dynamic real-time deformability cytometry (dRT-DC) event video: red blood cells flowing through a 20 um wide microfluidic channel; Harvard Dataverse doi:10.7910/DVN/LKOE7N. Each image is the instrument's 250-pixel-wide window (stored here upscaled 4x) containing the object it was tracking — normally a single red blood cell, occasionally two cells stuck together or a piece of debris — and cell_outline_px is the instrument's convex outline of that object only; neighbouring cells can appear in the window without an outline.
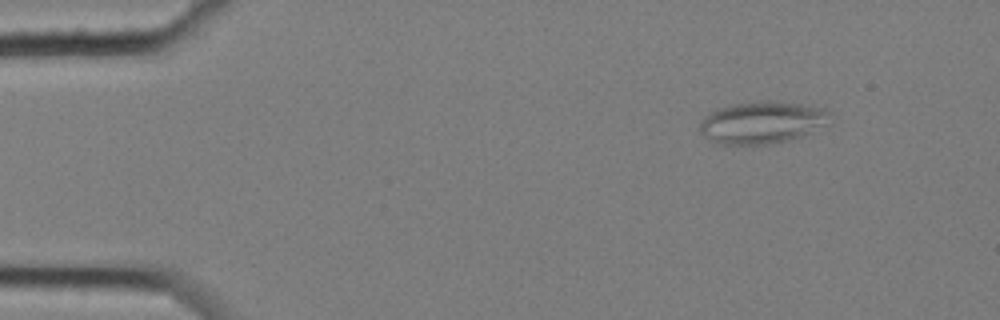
{"species": "common noctule bat (a hibernating species)", "species_latin": "Nyctalus noctula", "temperature_condition": "cold", "stored_images_in_passage": 5, "camera_frame_rate_fps": 3000, "um_per_image_px": 0.085, "animal": {"sex": "female", "body_mass_g": 25.1}, "frame": {"image": 1, "passage_image": 2, "time_ms": 0.333, "image_size_px": [1000, 320], "cell_outline_px": [[832, 112], [808, 132], [800, 136], [788, 140], [772, 144], [720, 144], [708, 140], [700, 132], [700, 120], [708, 112], [716, 108], [732, 104], [768, 100], [776, 100], [824, 108]], "centroid_in_image_um": [64.63, 10.39], "position_along_channel_um": 20.4, "area_um2": 31.5}}